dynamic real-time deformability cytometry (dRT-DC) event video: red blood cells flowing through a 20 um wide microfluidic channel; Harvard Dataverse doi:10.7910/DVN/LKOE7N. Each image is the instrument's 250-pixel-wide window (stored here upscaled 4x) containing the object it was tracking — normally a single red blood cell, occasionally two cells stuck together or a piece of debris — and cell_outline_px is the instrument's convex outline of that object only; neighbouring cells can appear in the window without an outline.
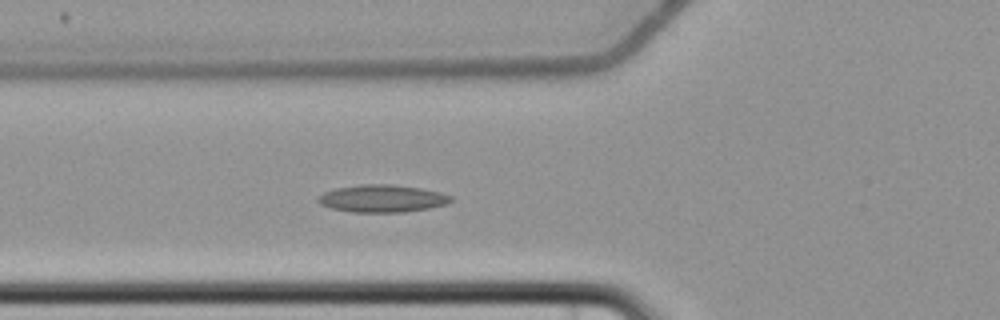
{"species": "common noctule bat (a hibernating species)", "species_latin": "Nyctalus noctula", "temperature_condition": "cold", "stored_images_in_passage": 7, "camera_frame_rate_fps": 3000, "um_per_image_px": 0.085, "animal": {"sex": "female", "body_mass_g": 22.7, "forearm_length_mm": 54.2}, "frame": {"image": 1, "passage_image": 7, "time_ms": 7.333, "image_size_px": [1000, 320], "cell_outline_px": [[452, 200], [448, 204], [428, 208], [404, 212], [352, 212], [332, 208], [320, 204], [316, 200], [324, 192], [336, 188], [360, 184], [392, 184], [420, 188], [440, 192], [452, 196]], "centroid_in_image_um": [32.5, 16.87], "position_along_channel_um": 93.3, "area_um2": 21.21}}